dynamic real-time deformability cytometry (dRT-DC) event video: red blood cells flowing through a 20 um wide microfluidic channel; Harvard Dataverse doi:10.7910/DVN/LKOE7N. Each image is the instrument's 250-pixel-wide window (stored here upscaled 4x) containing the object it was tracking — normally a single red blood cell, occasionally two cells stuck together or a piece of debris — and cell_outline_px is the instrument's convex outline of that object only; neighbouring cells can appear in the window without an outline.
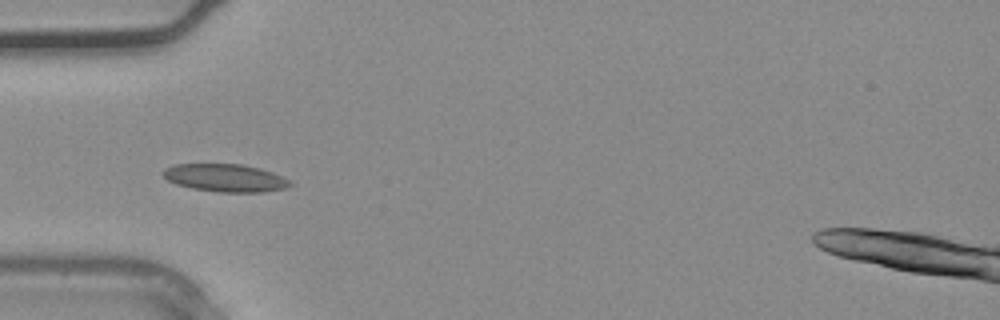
{"species": "common noctule bat (a hibernating species)", "species_latin": "Nyctalus noctula", "temperature_condition": "warm", "stored_images_in_passage": 37, "camera_frame_rate_fps": 3000, "um_per_image_px": 0.085, "animal": {"sex": "male", "body_mass_g": 20.4}, "frame": {"image": 1, "passage_image": 11, "time_ms": 3.333, "image_size_px": [1000, 320], "cell_outline_px": [[292, 184], [284, 188], [264, 192], [220, 192], [192, 188], [176, 184], [168, 180], [160, 172], [164, 168], [172, 164], [240, 164], [260, 168], [272, 172], [288, 180]], "centroid_in_image_um": [19.09, 15.11], "position_along_channel_um": 65.9, "area_um2": 20.46}}